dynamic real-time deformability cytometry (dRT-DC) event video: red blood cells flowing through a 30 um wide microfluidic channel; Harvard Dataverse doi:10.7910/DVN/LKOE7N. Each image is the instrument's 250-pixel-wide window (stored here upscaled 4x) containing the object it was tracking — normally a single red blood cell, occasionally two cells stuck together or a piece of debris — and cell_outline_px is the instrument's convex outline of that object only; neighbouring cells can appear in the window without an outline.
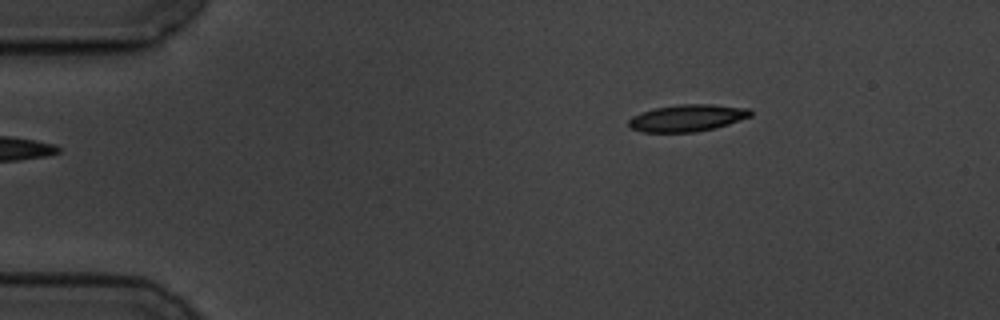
{"species": "common noctule bat (a hibernating species)", "species_latin": "Nyctalus noctula", "temperature_condition": "cold", "stored_images_in_passage": 50, "camera_frame_rate_fps": 3000, "um_per_image_px": 0.085, "animal": {"sex": "male", "body_mass_g": 19.5, "forearm_length_mm": 54.6}, "frame": {"image": 1, "passage_image": 1, "time_ms": 0.0, "image_size_px": [1000, 320], "cell_outline_px": [[752, 116], [716, 128], [696, 132], [644, 132], [632, 128], [628, 124], [628, 120], [632, 116], [656, 108], [680, 104], [712, 104], [748, 108], [752, 112]], "centroid_in_image_um": [58.45, 10.03], "position_along_channel_um": 26.5, "area_um2": 19.02}}
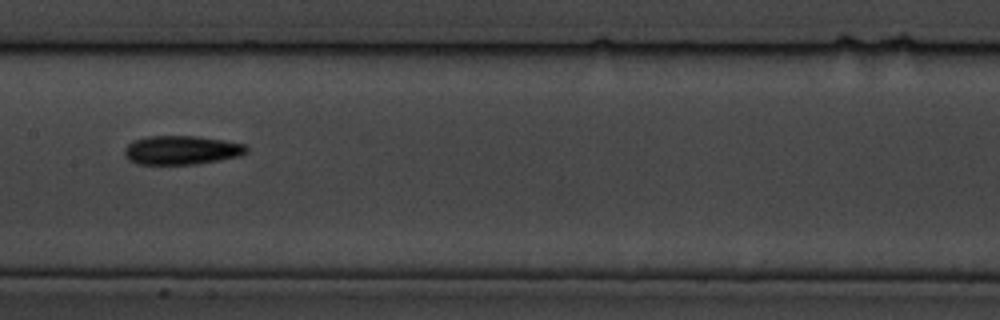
{"frame": {"image": 2, "passage_image": 21, "time_ms": 6.667, "image_size_px": [1000, 320], "cell_outline_px": [[248, 152], [240, 156], [196, 164], [136, 164], [128, 160], [124, 156], [124, 148], [132, 140], [148, 136], [196, 136], [224, 140], [244, 144], [248, 148]], "centroid_in_image_um": [15.4, 12.76], "position_along_channel_um": 192.0, "area_um2": 20.69}}
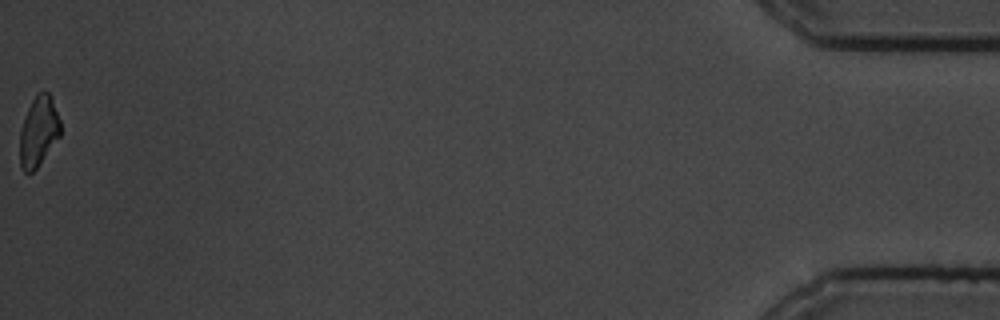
{"frame": {"image": 3, "passage_image": 50, "time_ms": 16.333, "image_size_px": [1000, 320], "cell_outline_px": [[60, 136], [36, 168], [32, 172], [24, 172], [20, 168], [20, 128], [28, 108], [32, 100], [44, 88], [52, 96], [60, 120]], "centroid_in_image_um": [3.28, 11.14], "position_along_channel_um": 431.9, "area_um2": 16.59}, "authors_computed_cell_mechanics": {"area_um2": 19.0162, "velocity_mm_per_s": 3.463, "shape_relaxation_time_tau1_ms": 7.1636, "shape_relaxation_time_tau2_ms": 7.134, "deformation_change_tau1": 0.1659, "deformation_change_tau2": 0.1645}}